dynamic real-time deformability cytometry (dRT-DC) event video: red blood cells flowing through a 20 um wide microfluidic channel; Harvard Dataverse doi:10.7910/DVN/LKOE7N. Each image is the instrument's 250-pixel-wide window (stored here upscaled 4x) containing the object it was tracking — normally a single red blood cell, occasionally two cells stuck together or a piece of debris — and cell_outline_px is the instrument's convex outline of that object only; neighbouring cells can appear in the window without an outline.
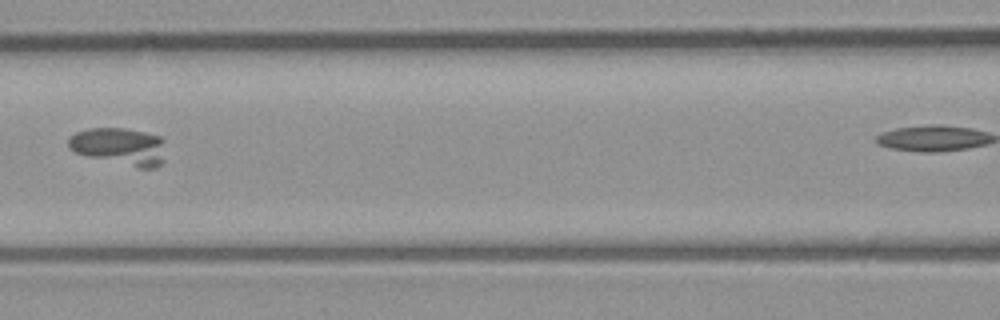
{"species": "common noctule bat (a hibernating species)", "species_latin": "Nyctalus noctula", "temperature_condition": "room temperature", "stored_images_in_passage": 5, "segment_of_instrument_passage": [1, 2], "camera_frame_rate_fps": 3000, "um_per_image_px": 0.085, "animal": {"sex": "male", "body_mass_g": 23.1, "forearm_length_mm": 52.7}, "frame": {"image": 1, "passage_image": 4, "time_ms": 3.333, "image_size_px": [1000, 320], "cell_outline_px": [[164, 160], [156, 168], [140, 168], [88, 156], [76, 152], [68, 148], [68, 136], [76, 132], [88, 128], [124, 128], [144, 132], [160, 136], [164, 140]], "centroid_in_image_um": [10.17, 12.43], "position_along_channel_um": 156.4, "area_um2": 21.21}}